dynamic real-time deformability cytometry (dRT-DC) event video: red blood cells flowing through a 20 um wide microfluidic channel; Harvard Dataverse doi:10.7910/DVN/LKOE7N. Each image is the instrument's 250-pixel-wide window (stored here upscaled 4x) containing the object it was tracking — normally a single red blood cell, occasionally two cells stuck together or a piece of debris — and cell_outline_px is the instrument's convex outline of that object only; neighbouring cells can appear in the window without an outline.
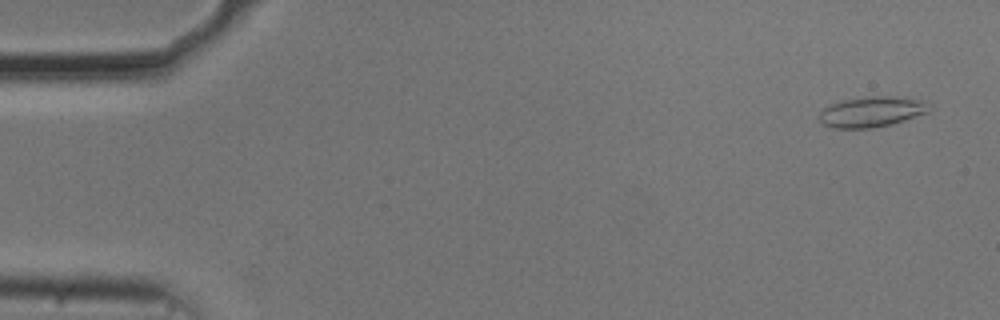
{"species": "common noctule bat (a hibernating species)", "species_latin": "Nyctalus noctula", "temperature_condition": "cold", "stored_images_in_passage": 7, "camera_frame_rate_fps": 3000, "um_per_image_px": 0.085, "animal": {"sex": "male", "body_mass_g": 20.5, "forearm_length_mm": 52.5}, "frame": {"image": 1, "passage_image": 2, "time_ms": 0.333, "image_size_px": [1000, 320], "cell_outline_px": [[928, 112], [892, 124], [872, 128], [832, 128], [824, 124], [820, 120], [820, 112], [828, 104], [844, 100], [868, 96], [892, 96], [924, 100]], "centroid_in_image_um": [74.05, 9.5], "position_along_channel_um": 11.0, "area_um2": 19.31}}